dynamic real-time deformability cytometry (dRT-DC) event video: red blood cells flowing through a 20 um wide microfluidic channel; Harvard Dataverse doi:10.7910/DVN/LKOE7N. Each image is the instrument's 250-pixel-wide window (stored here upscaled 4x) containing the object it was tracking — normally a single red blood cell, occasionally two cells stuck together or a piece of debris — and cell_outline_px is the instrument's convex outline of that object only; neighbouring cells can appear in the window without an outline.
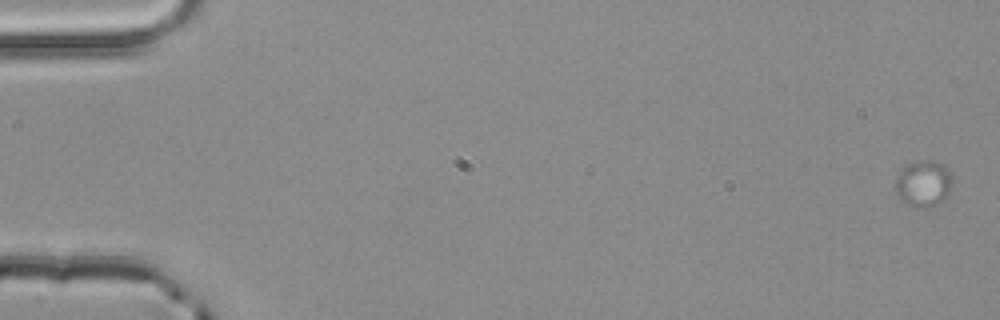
{"species": "common noctule bat (a hibernating species)", "species_latin": "Nyctalus noctula", "temperature_condition": "room temperature", "stored_images_in_passage": 3, "camera_frame_rate_fps": 3000, "um_per_image_px": 0.085, "animal": {"sex": "male", "body_mass_g": 20.4}, "frame": {"image": 1, "passage_image": 1, "time_ms": 0.0, "image_size_px": [1000, 320], "cell_outline_px": [[952, 192], [936, 204], [908, 204], [896, 192], [896, 180], [900, 172], [904, 168], [912, 164], [924, 160], [928, 160], [940, 164], [948, 168], [952, 176]], "centroid_in_image_um": [78.56, 15.56], "position_along_channel_um": 6.4, "area_um2": 14.45}}